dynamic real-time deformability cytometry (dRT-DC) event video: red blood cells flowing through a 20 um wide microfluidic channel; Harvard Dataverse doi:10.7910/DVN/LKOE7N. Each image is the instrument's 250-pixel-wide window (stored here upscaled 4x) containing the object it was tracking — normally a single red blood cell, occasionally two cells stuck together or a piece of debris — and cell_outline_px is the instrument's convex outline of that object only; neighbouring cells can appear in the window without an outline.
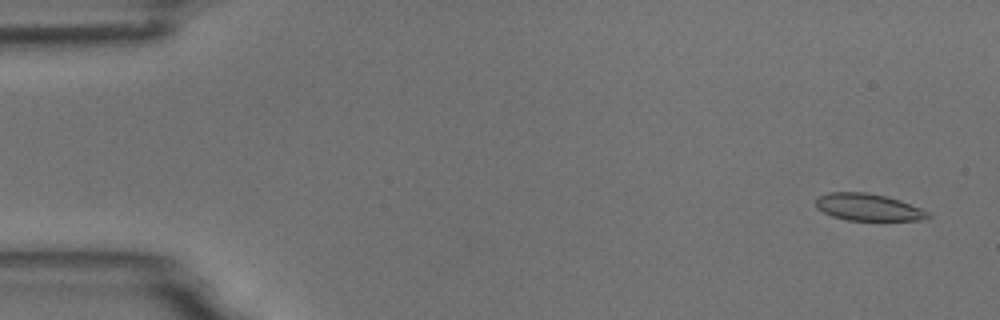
{"species": "common noctule bat (a hibernating species)", "species_latin": "Nyctalus noctula", "temperature_condition": "room temperature", "stored_images_in_passage": 55, "camera_frame_rate_fps": 3000, "um_per_image_px": 0.085, "animal": {"sex": "male", "body_mass_g": 18.8}, "frame": {"image": 1, "passage_image": 3, "time_ms": 0.667, "image_size_px": [1000, 320], "cell_outline_px": [[932, 216], [920, 220], [848, 220], [832, 216], [816, 208], [816, 200], [820, 196], [828, 192], [864, 192], [884, 196], [900, 200], [920, 208], [928, 212]], "centroid_in_image_um": [73.78, 17.61], "position_along_channel_um": 11.2, "area_um2": 17.46}}
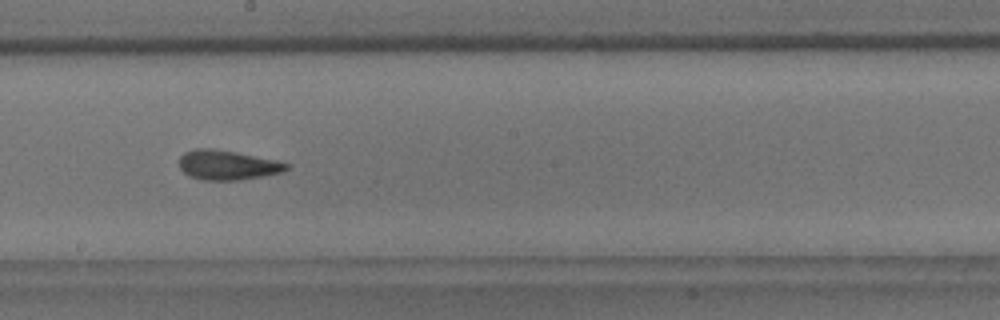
{"frame": {"image": 2, "passage_image": 31, "time_ms": 10.0, "image_size_px": [1000, 320], "cell_outline_px": [[292, 164], [284, 172], [264, 176], [240, 180], [204, 180], [188, 176], [180, 168], [180, 156], [184, 152], [196, 148], [212, 148], [236, 152], [276, 160]], "centroid_in_image_um": [19.36, 14.03], "position_along_channel_um": 228.8, "area_um2": 18.67}}
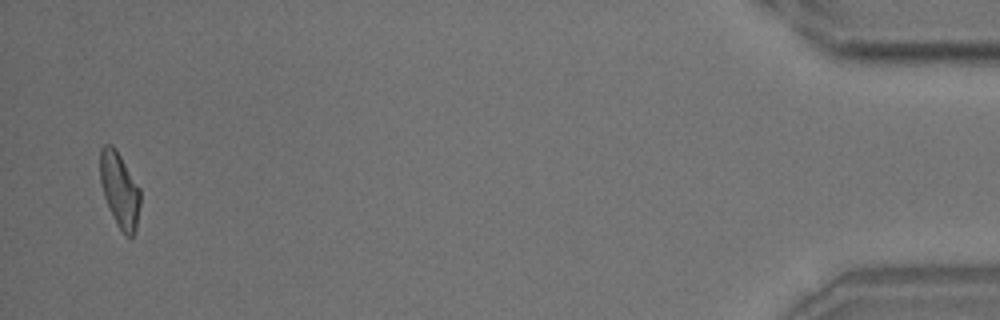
{"frame": {"image": 3, "passage_image": 54, "time_ms": 17.667, "image_size_px": [1000, 320], "cell_outline_px": [[140, 204], [136, 232], [132, 236], [124, 236], [116, 224], [104, 196], [100, 184], [100, 148], [104, 144], [112, 144], [116, 148], [140, 188]], "centroid_in_image_um": [10.17, 16.14], "position_along_channel_um": 425.0, "area_um2": 17.8}, "authors_computed_cell_mechanics": {"area_um2": 18.2648, "velocity_mm_per_s": 3.6709, "shape_relaxation_time_tau1_ms": 9.5699, "shape_relaxation_time_tau2_ms": 2.6281, "deformation_change_tau1": 0.2161, "deformation_change_tau2": 0.0974}}